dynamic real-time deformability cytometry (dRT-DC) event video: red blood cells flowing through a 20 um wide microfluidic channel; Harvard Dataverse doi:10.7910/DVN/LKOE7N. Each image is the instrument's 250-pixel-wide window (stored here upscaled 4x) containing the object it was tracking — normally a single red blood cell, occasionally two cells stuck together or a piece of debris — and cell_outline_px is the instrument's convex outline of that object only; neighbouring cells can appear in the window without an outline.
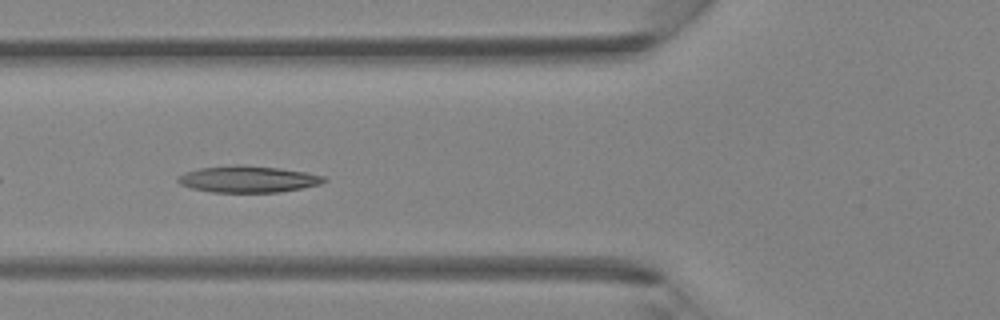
{"species": "Egyptian fruit bat (a non-hibernating species)", "species_latin": "Rousettus aegyptiacus", "temperature_condition": "room temperature", "stored_images_in_passage": 31, "camera_frame_rate_fps": 3000, "um_per_image_px": 0.085, "animal": {"sex": "female"}, "frame": {"image": 1, "passage_image": 4, "time_ms": 1.0, "image_size_px": [1000, 320], "cell_outline_px": [[328, 180], [320, 184], [280, 192], [212, 192], [192, 188], [180, 184], [176, 180], [176, 176], [184, 172], [200, 168], [236, 164], [244, 164], [280, 168], [308, 172], [324, 176]], "centroid_in_image_um": [21.07, 15.21], "position_along_channel_um": 104.7, "area_um2": 22.83}}
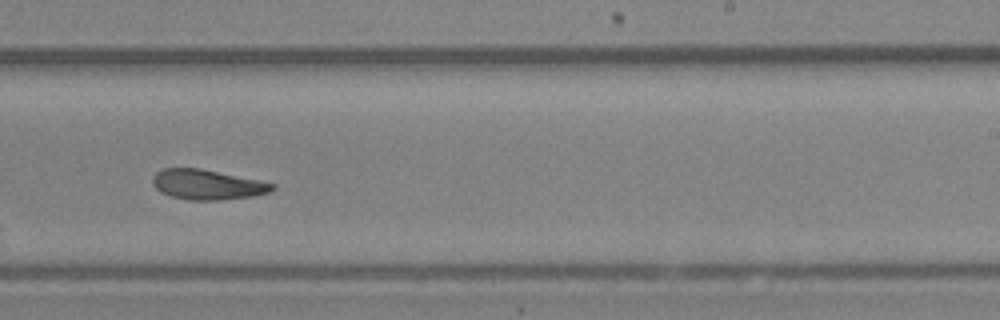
{"frame": {"image": 2, "passage_image": 15, "time_ms": 4.667, "image_size_px": [1000, 320], "cell_outline_px": [[276, 188], [268, 192], [252, 196], [216, 200], [192, 200], [172, 196], [160, 192], [152, 184], [152, 176], [156, 172], [164, 168], [200, 168], [276, 184]], "centroid_in_image_um": [17.58, 15.68], "position_along_channel_um": 271.4, "area_um2": 20.69}}
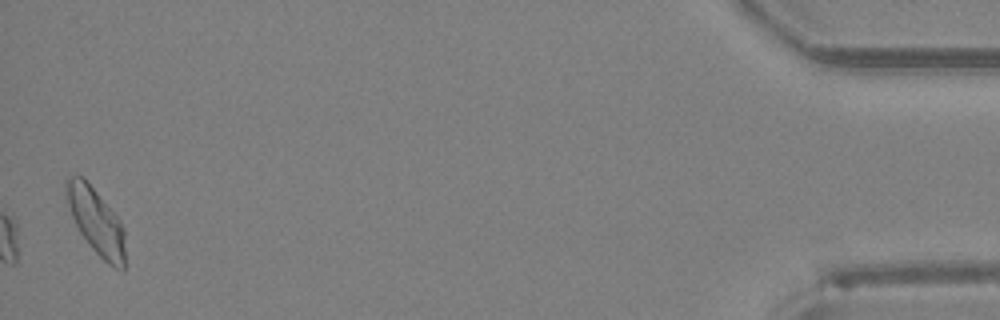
{"frame": {"image": 3, "passage_image": 31, "time_ms": 10.0, "image_size_px": [1000, 320], "cell_outline_px": [[124, 272], [108, 264], [92, 248], [80, 232], [72, 216], [68, 204], [64, 188], [64, 180], [68, 176], [84, 176], [120, 220], [124, 228]], "centroid_in_image_um": [8.16, 18.77], "position_along_channel_um": 427.0, "area_um2": 22.6}}